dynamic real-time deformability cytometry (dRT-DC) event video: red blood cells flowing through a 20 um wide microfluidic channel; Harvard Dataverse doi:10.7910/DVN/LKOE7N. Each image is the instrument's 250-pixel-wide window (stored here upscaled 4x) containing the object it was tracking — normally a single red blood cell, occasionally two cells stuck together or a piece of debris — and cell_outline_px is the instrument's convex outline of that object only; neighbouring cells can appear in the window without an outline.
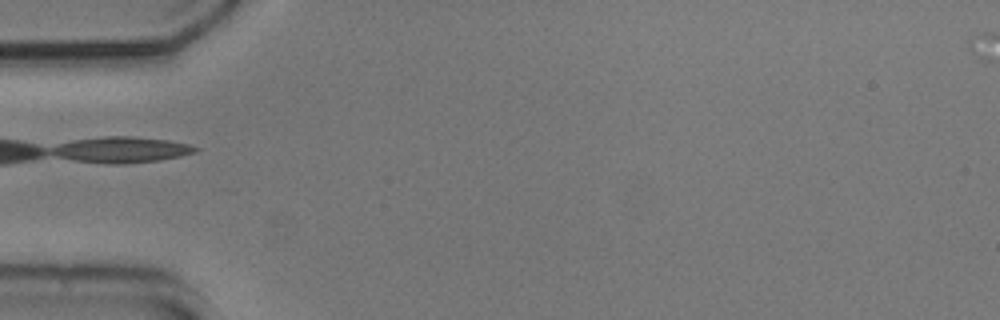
{"species": "common noctule bat (a hibernating species)", "species_latin": "Nyctalus noctula", "temperature_condition": "cold", "stored_images_in_passage": 36, "camera_frame_rate_fps": 3000, "um_per_image_px": 0.085, "animal": {"sex": "male", "body_mass_g": 20.5, "forearm_length_mm": 52.5}, "frame": {"image": 1, "passage_image": 1, "time_ms": 0.0, "image_size_px": [1000, 320], "cell_outline_px": [[192, 148], [188, 152], [172, 156], [148, 160], [80, 160], [64, 156], [52, 152], [56, 148], [64, 144], [80, 140], [160, 140], [180, 144]], "centroid_in_image_um": [10.24, 12.74], "position_along_channel_um": 74.8, "area_um2": 16.47}}
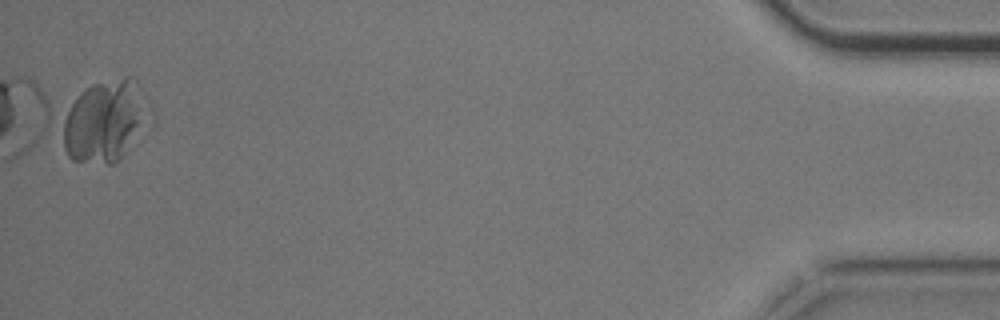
{"frame": {"image": 2, "passage_image": 36, "time_ms": 11.667, "image_size_px": [1000, 320], "cell_outline_px": [[132, 124], [120, 140], [104, 156], [76, 160], [68, 152], [64, 140], [64, 128], [68, 116], [76, 100], [88, 88], [120, 84], [132, 120]], "centroid_in_image_um": [8.23, 10.39], "position_along_channel_um": 427.0, "area_um2": 27.11}}